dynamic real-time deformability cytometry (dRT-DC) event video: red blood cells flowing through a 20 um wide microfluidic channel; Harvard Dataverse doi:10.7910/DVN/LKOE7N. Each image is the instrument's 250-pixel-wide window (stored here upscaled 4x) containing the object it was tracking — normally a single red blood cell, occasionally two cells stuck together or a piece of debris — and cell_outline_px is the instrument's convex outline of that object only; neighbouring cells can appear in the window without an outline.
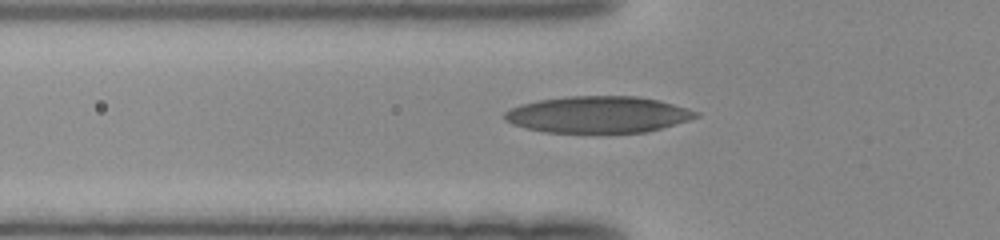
{"species": "human", "species_latin": "Homo sapiens", "temperature_condition": "room temperature", "stored_images_in_passage": 38, "camera_frame_rate_fps": 3000, "um_per_image_px": 0.085, "donor": {"sex": "female"}, "frame": {"image": 1, "passage_image": 9, "time_ms": 2.667, "image_size_px": [1000, 240], "cell_outline_px": [[700, 116], [676, 124], [648, 132], [544, 132], [524, 128], [512, 124], [504, 120], [504, 112], [520, 104], [536, 100], [568, 96], [636, 96], [656, 100], [688, 108], [700, 112]], "centroid_in_image_um": [50.81, 9.73], "position_along_channel_um": 75.0, "area_um2": 40.81}}
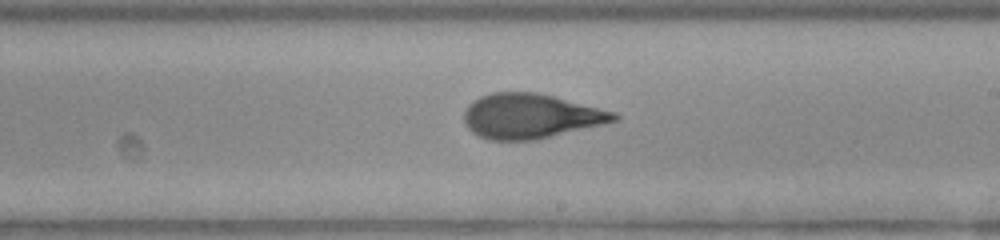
{"frame": {"image": 2, "passage_image": 21, "time_ms": 6.667, "image_size_px": [1000, 240], "cell_outline_px": [[620, 120], [604, 124], [536, 140], [488, 140], [472, 132], [468, 128], [464, 120], [464, 112], [468, 104], [480, 96], [492, 92], [536, 92], [616, 112], [620, 116]], "centroid_in_image_um": [45.11, 9.87], "position_along_channel_um": 243.9, "area_um2": 39.13}}
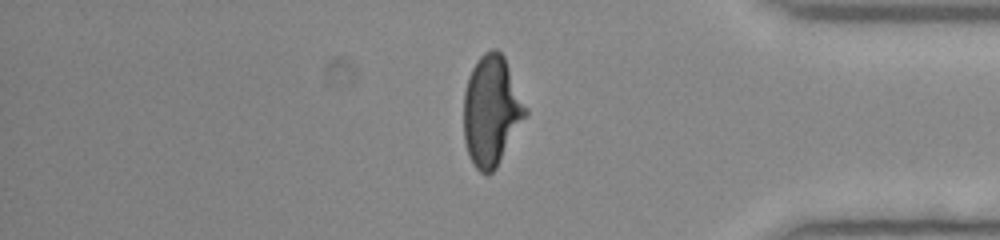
{"frame": {"image": 3, "passage_image": 33, "time_ms": 10.667, "image_size_px": [1000, 240], "cell_outline_px": [[528, 112], [496, 168], [488, 176], [480, 172], [472, 164], [468, 156], [464, 140], [464, 92], [468, 76], [476, 60], [484, 52], [492, 48], [496, 48], [504, 56], [528, 108]], "centroid_in_image_um": [41.76, 9.41], "position_along_channel_um": 393.4, "area_um2": 39.88}}